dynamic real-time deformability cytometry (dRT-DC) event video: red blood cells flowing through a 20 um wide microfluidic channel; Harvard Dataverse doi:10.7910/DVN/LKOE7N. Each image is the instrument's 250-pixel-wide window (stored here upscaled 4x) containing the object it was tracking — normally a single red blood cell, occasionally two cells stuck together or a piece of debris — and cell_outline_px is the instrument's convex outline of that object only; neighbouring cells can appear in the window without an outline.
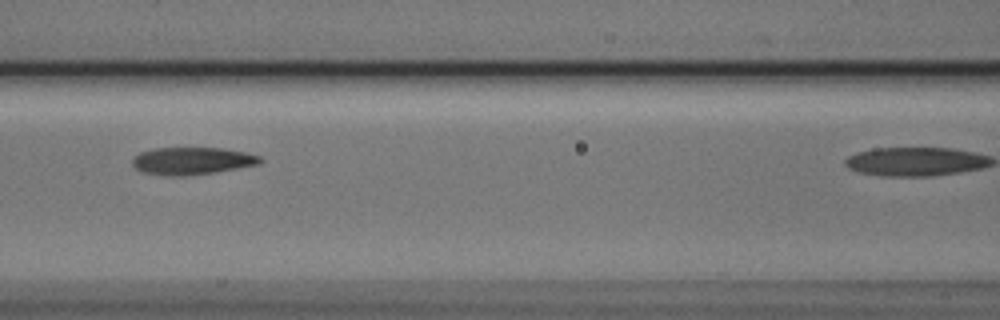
{"species": "Egyptian fruit bat (a non-hibernating species)", "species_latin": "Rousettus aegyptiacus", "temperature_condition": "cold", "stored_images_in_passage": 8, "camera_frame_rate_fps": 3000, "um_per_image_px": 0.085, "animal": {"sex": "male"}, "frame": {"image": 1, "passage_image": 7, "time_ms": 2.0, "image_size_px": [1000, 320], "cell_outline_px": [[264, 160], [260, 164], [216, 172], [184, 176], [164, 176], [140, 172], [132, 164], [132, 160], [140, 152], [156, 148], [224, 148], [244, 152], [260, 156]], "centroid_in_image_um": [16.33, 13.68], "position_along_channel_um": 150.3, "area_um2": 20.52}}